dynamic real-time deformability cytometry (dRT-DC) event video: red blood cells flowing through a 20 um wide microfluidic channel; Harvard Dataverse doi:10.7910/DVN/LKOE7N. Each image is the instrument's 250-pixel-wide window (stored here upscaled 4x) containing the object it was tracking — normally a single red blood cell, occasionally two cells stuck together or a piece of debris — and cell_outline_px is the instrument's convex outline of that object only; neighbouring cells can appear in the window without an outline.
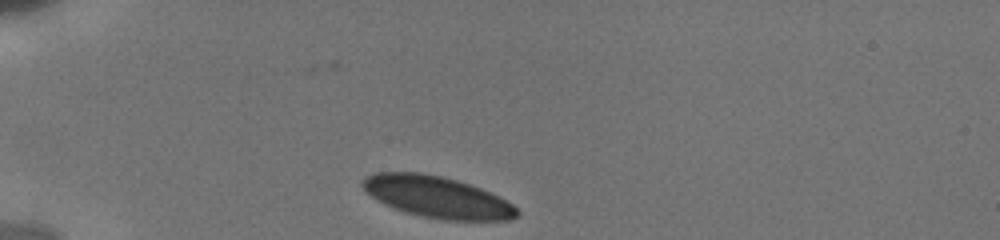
{"species": "human", "species_latin": "Homo sapiens", "temperature_condition": "cold", "stored_images_in_passage": 9, "camera_frame_rate_fps": 3000, "um_per_image_px": 0.085, "donor": {"sex": "male"}, "frame": {"image": 1, "passage_image": 1, "time_ms": 0.0, "image_size_px": [1000, 240], "cell_outline_px": [[520, 212], [512, 220], [440, 220], [404, 212], [384, 204], [372, 196], [360, 184], [360, 180], [376, 172], [420, 172], [440, 176], [456, 180], [480, 188], [512, 204]], "centroid_in_image_um": [37.13, 16.75], "position_along_channel_um": 47.9, "area_um2": 36.99}}